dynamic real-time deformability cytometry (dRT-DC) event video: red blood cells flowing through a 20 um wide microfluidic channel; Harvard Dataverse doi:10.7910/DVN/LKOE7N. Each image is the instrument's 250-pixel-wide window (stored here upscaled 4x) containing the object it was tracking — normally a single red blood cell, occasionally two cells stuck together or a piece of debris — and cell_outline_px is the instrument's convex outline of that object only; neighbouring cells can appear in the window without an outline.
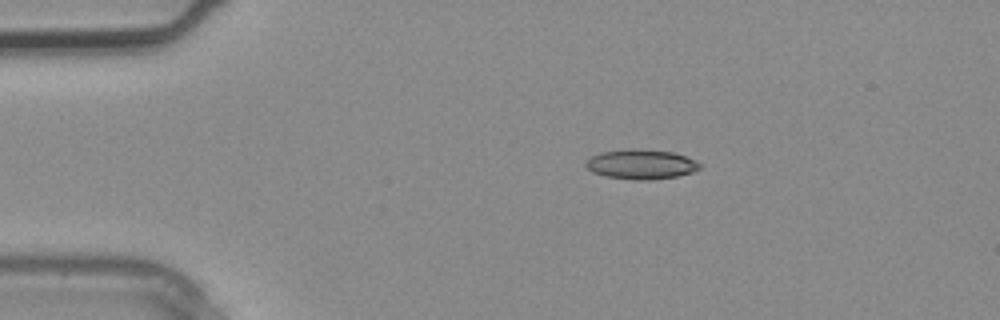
{"species": "common noctule bat (a hibernating species)", "species_latin": "Nyctalus noctula", "temperature_condition": "warm", "stored_images_in_passage": 3, "camera_frame_rate_fps": 3000, "um_per_image_px": 0.085, "animal": {"sex": "male", "body_mass_g": 20.4}, "frame": {"image": 1, "passage_image": 1, "time_ms": 0.0, "image_size_px": [1000, 320], "cell_outline_px": [[704, 164], [700, 168], [692, 172], [676, 176], [648, 180], [636, 180], [608, 176], [592, 172], [584, 164], [584, 160], [600, 152], [632, 148], [636, 148], [672, 152], [696, 160]], "centroid_in_image_um": [54.49, 13.95], "position_along_channel_um": 30.5, "area_um2": 19.77}}